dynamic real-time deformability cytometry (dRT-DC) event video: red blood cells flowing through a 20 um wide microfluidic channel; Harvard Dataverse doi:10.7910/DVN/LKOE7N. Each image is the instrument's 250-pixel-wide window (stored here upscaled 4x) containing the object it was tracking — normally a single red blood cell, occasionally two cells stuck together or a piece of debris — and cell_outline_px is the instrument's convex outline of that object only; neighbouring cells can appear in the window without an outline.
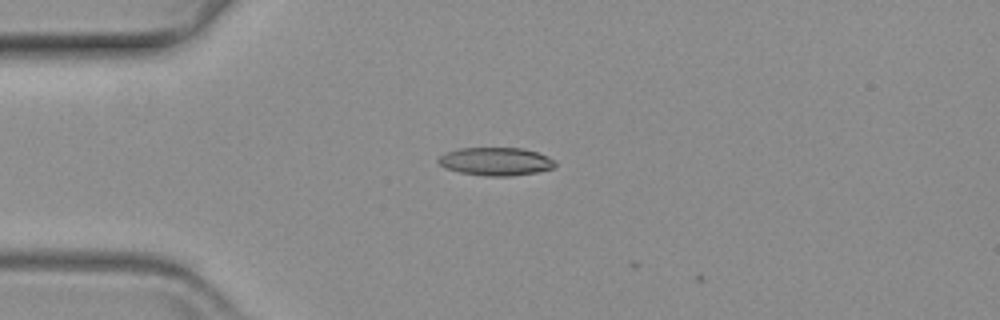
{"species": "common noctule bat (a hibernating species)", "species_latin": "Nyctalus noctula", "temperature_condition": "warm", "stored_images_in_passage": 3, "camera_frame_rate_fps": 3000, "um_per_image_px": 0.085, "animal": {"sex": "female", "body_mass_g": 19.3, "forearm_length_mm": 54.1}, "frame": {"image": 1, "passage_image": 1, "time_ms": 0.0, "image_size_px": [1000, 320], "cell_outline_px": [[556, 164], [552, 168], [536, 172], [512, 176], [484, 176], [460, 172], [444, 168], [436, 160], [444, 152], [460, 148], [520, 148], [536, 152], [548, 156], [556, 160]], "centroid_in_image_um": [42.12, 13.72], "position_along_channel_um": 42.9, "area_um2": 19.19}}